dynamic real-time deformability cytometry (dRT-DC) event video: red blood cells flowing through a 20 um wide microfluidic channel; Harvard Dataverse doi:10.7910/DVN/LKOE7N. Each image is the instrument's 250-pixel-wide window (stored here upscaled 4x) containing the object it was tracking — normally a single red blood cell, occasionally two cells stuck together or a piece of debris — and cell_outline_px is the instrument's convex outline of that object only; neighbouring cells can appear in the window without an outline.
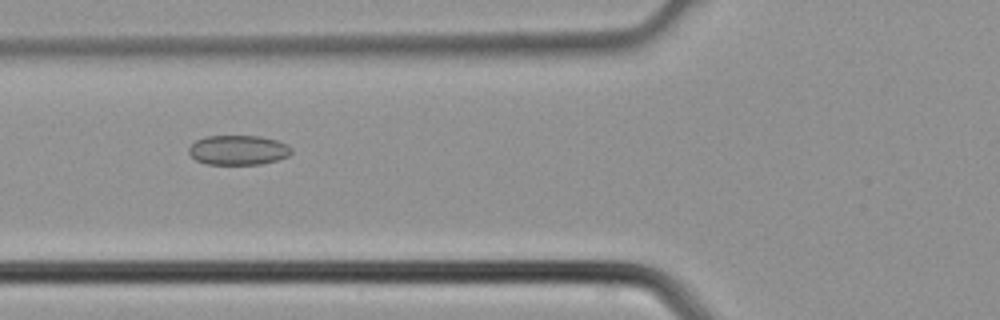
{"species": "common noctule bat (a hibernating species)", "species_latin": "Nyctalus noctula", "temperature_condition": "cold", "stored_images_in_passage": 4, "camera_frame_rate_fps": 3000, "um_per_image_px": 0.085, "animal": {"sex": "male", "body_mass_g": 21.5, "forearm_length_mm": 52.0}, "frame": {"image": 1, "passage_image": 3, "time_ms": 0.667, "image_size_px": [1000, 320], "cell_outline_px": [[292, 152], [288, 156], [276, 160], [260, 164], [208, 164], [196, 160], [188, 152], [188, 148], [196, 140], [204, 136], [260, 136], [276, 140], [288, 144], [292, 148]], "centroid_in_image_um": [20.25, 12.75], "position_along_channel_um": 105.5, "area_um2": 17.74}}
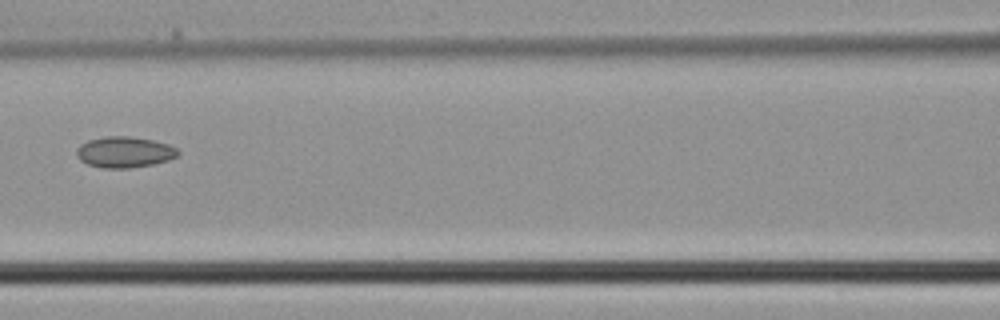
{"frame": {"image": 2, "passage_image": 4, "time_ms": 1.0, "image_size_px": [1000, 320], "cell_outline_px": [[180, 152], [176, 156], [168, 160], [152, 164], [128, 168], [104, 168], [88, 164], [80, 160], [76, 156], [76, 148], [80, 144], [88, 140], [104, 136], [128, 136], [152, 140], [168, 144], [176, 148]], "centroid_in_image_um": [10.54, 12.92], "position_along_channel_um": 156.1, "area_um2": 18.26}}